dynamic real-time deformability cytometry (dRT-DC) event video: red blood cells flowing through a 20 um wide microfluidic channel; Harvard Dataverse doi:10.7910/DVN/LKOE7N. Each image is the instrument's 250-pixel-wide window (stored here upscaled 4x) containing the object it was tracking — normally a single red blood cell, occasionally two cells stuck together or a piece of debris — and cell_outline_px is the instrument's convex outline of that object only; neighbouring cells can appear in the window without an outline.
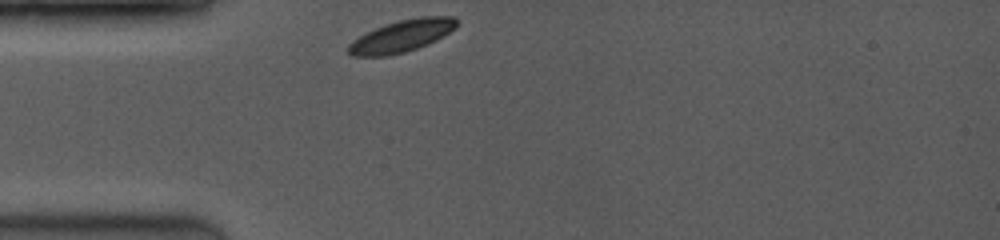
{"species": "common noctule bat (a hibernating species)", "species_latin": "Nyctalus noctula", "temperature_condition": "room temperature", "stored_images_in_passage": 11, "camera_frame_rate_fps": 3500, "um_per_image_px": 0.085, "animal": {"sex": "female", "body_mass_g": 19.0, "forearm_length_mm": 53.3}, "frame": {"image": 1, "passage_image": 1, "time_ms": 0.0, "image_size_px": [1000, 240], "cell_outline_px": [[456, 28], [436, 40], [428, 44], [404, 52], [384, 56], [352, 56], [348, 52], [348, 44], [352, 40], [384, 24], [396, 20], [420, 16], [452, 16], [456, 20]], "centroid_in_image_um": [34.14, 3.05], "position_along_channel_um": 50.9, "area_um2": 20.11}}
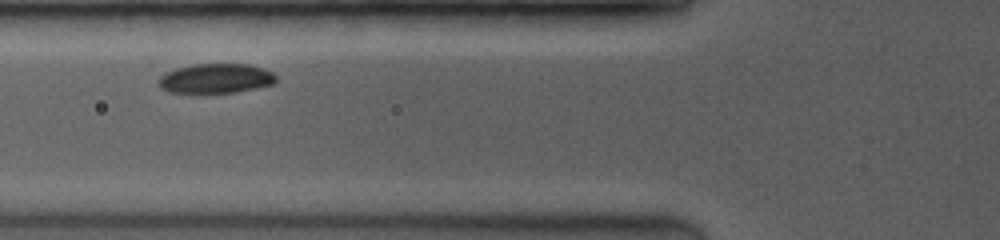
{"frame": {"image": 2, "passage_image": 8, "time_ms": 1.714, "image_size_px": [1000, 240], "cell_outline_px": [[276, 80], [272, 84], [256, 88], [236, 92], [168, 92], [160, 88], [160, 76], [164, 72], [176, 68], [192, 64], [248, 64], [264, 68], [272, 72], [276, 76]], "centroid_in_image_um": [18.34, 6.65], "position_along_channel_um": 107.5, "area_um2": 20.17}}